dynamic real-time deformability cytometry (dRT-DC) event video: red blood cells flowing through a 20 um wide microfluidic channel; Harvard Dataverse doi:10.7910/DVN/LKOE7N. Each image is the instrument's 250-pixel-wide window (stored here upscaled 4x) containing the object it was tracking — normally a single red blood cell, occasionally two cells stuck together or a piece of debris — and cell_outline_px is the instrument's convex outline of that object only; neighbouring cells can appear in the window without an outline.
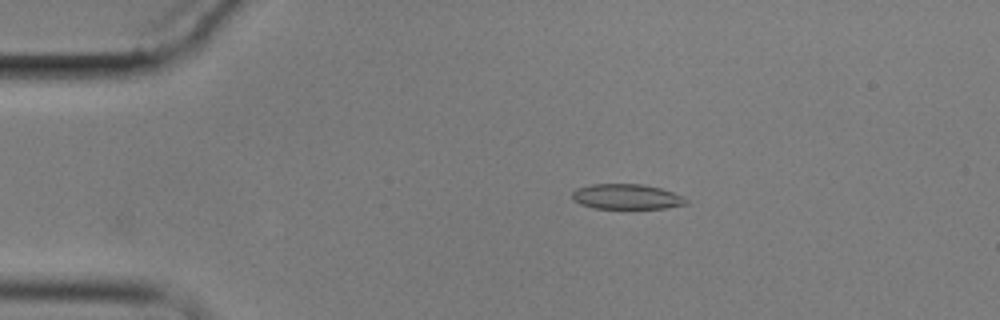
{"species": "common noctule bat (a hibernating species)", "species_latin": "Nyctalus noctula", "temperature_condition": "cold", "stored_images_in_passage": 6, "camera_frame_rate_fps": 3000, "um_per_image_px": 0.085, "animal": {"sex": "male", "body_mass_g": 17.9}, "frame": {"image": 1, "passage_image": 2, "time_ms": 1.333, "image_size_px": [1000, 320], "cell_outline_px": [[688, 204], [664, 208], [592, 208], [580, 204], [572, 200], [572, 192], [576, 188], [592, 184], [644, 184], [660, 188], [672, 192], [688, 200]], "centroid_in_image_um": [53.22, 16.71], "position_along_channel_um": 31.8, "area_um2": 16.7}}
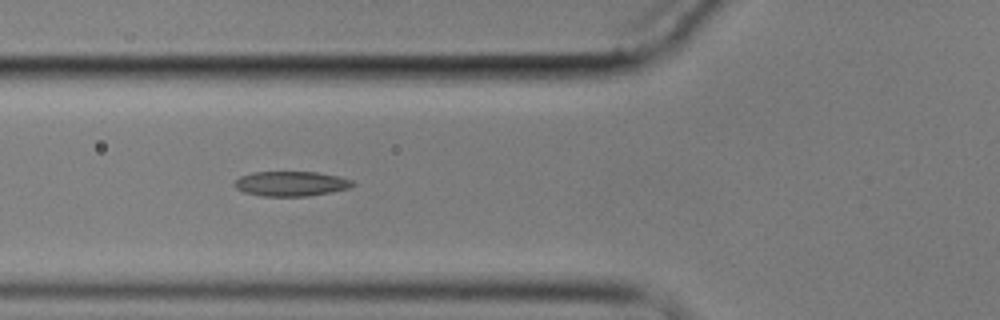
{"frame": {"image": 2, "passage_image": 5, "time_ms": 4.667, "image_size_px": [1000, 320], "cell_outline_px": [[356, 184], [348, 188], [332, 192], [308, 196], [260, 196], [244, 192], [236, 188], [232, 184], [240, 176], [252, 172], [316, 172], [340, 176], [352, 180]], "centroid_in_image_um": [24.73, 15.61], "position_along_channel_um": 101.1, "area_um2": 17.22}}
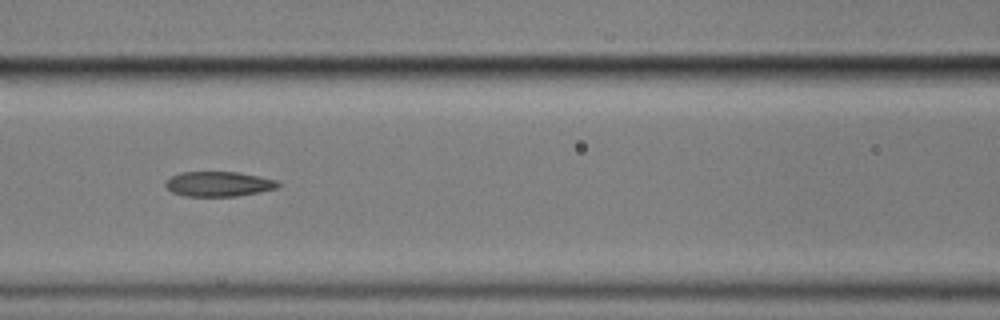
{"frame": {"image": 3, "passage_image": 6, "time_ms": 6.0, "image_size_px": [1000, 320], "cell_outline_px": [[280, 184], [276, 188], [260, 192], [236, 196], [184, 196], [172, 192], [164, 184], [164, 180], [180, 172], [240, 172], [276, 180]], "centroid_in_image_um": [18.55, 15.63], "position_along_channel_um": 148.0, "area_um2": 16.36}}